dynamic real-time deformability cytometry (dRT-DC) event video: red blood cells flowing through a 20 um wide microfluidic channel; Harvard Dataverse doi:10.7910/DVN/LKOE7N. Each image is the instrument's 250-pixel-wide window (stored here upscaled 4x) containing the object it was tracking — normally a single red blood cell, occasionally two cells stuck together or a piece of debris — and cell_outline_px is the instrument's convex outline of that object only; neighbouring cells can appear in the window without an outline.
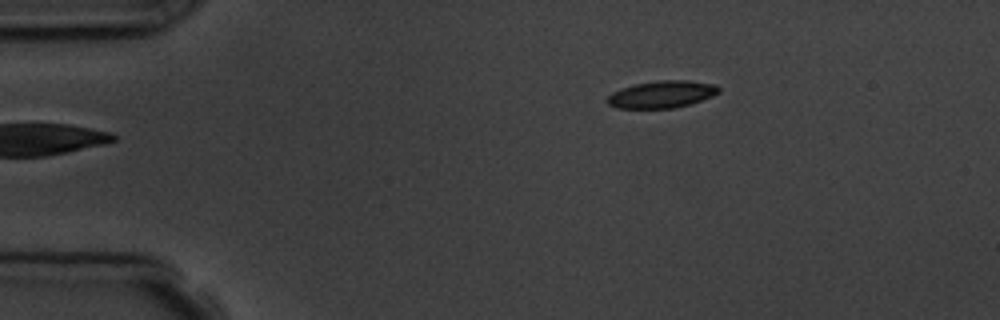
{"species": "common noctule bat (a hibernating species)", "species_latin": "Nyctalus noctula", "temperature_condition": "room temperature", "stored_images_in_passage": 2, "camera_frame_rate_fps": 3000, "um_per_image_px": 0.085, "animal": {"sex": "male", "body_mass_g": 19.5, "forearm_length_mm": 54.6}, "frame": {"image": 1, "passage_image": 2, "time_ms": 1.333, "image_size_px": [1000, 320], "cell_outline_px": [[720, 92], [712, 96], [688, 104], [672, 108], [616, 108], [608, 104], [608, 96], [612, 92], [620, 88], [632, 84], [660, 80], [688, 80], [716, 84], [720, 88]], "centroid_in_image_um": [56.24, 8.0], "position_along_channel_um": 28.8, "area_um2": 17.63}}